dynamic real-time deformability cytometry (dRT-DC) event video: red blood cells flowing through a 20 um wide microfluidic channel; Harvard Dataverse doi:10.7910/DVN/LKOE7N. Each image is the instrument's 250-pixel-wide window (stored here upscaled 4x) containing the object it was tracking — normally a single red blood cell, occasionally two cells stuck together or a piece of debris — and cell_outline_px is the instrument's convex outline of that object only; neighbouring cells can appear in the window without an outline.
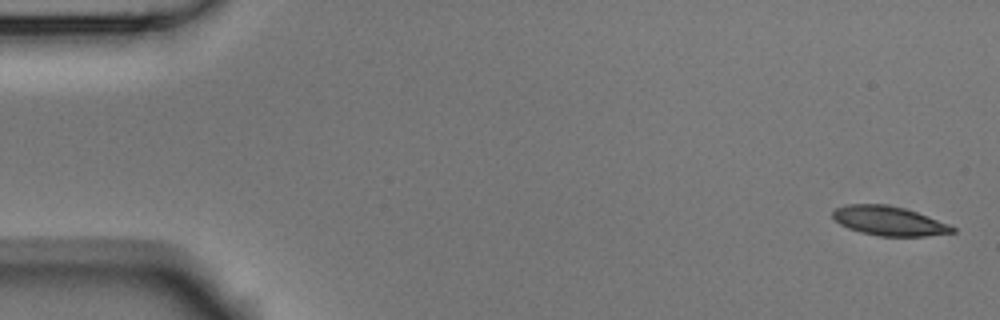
{"species": "Egyptian fruit bat (a non-hibernating species)", "species_latin": "Rousettus aegyptiacus", "temperature_condition": "room temperature", "stored_images_in_passage": 4, "camera_frame_rate_fps": 3000, "um_per_image_px": 0.085, "animal": {"sex": "male"}, "frame": {"image": 1, "passage_image": 1, "time_ms": 0.0, "image_size_px": [1000, 320], "cell_outline_px": [[956, 232], [928, 236], [880, 236], [860, 232], [848, 228], [840, 224], [832, 216], [832, 212], [836, 208], [844, 204], [888, 204], [904, 208], [928, 216], [948, 224], [956, 228]], "centroid_in_image_um": [75.56, 18.77], "position_along_channel_um": 9.4, "area_um2": 20.46}}
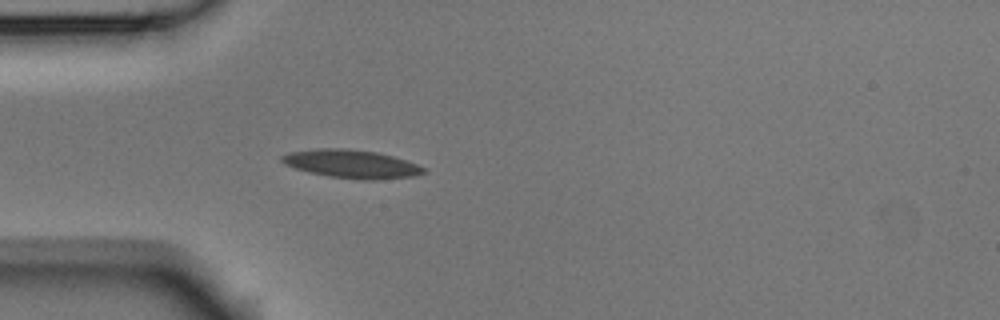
{"frame": {"image": 2, "passage_image": 4, "time_ms": 1.0, "image_size_px": [1000, 320], "cell_outline_px": [[428, 172], [412, 176], [376, 180], [360, 180], [328, 176], [308, 172], [284, 164], [280, 160], [280, 156], [292, 152], [316, 148], [344, 148], [376, 152], [392, 156], [428, 168]], "centroid_in_image_um": [29.89, 13.94], "position_along_channel_um": 55.1, "area_um2": 23.41}}